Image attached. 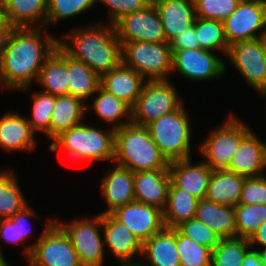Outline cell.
<instances>
[{
  "label": "cell",
  "instance_id": "6da1fadb",
  "mask_svg": "<svg viewBox=\"0 0 266 266\" xmlns=\"http://www.w3.org/2000/svg\"><path fill=\"white\" fill-rule=\"evenodd\" d=\"M41 27L11 28L0 43V84L5 89L28 90L37 81L44 62L59 44V38ZM44 32V37L42 31Z\"/></svg>",
  "mask_w": 266,
  "mask_h": 266
},
{
  "label": "cell",
  "instance_id": "7a4b0ae2",
  "mask_svg": "<svg viewBox=\"0 0 266 266\" xmlns=\"http://www.w3.org/2000/svg\"><path fill=\"white\" fill-rule=\"evenodd\" d=\"M102 23L73 28L58 44L70 57L82 61L99 76L122 62V44L115 25Z\"/></svg>",
  "mask_w": 266,
  "mask_h": 266
},
{
  "label": "cell",
  "instance_id": "3957f363",
  "mask_svg": "<svg viewBox=\"0 0 266 266\" xmlns=\"http://www.w3.org/2000/svg\"><path fill=\"white\" fill-rule=\"evenodd\" d=\"M113 163L133 172L169 168L148 128L133 123L115 129Z\"/></svg>",
  "mask_w": 266,
  "mask_h": 266
},
{
  "label": "cell",
  "instance_id": "277c9868",
  "mask_svg": "<svg viewBox=\"0 0 266 266\" xmlns=\"http://www.w3.org/2000/svg\"><path fill=\"white\" fill-rule=\"evenodd\" d=\"M115 129L107 131L81 123L62 132L49 145L53 152L60 147L70 158L89 161L114 160Z\"/></svg>",
  "mask_w": 266,
  "mask_h": 266
},
{
  "label": "cell",
  "instance_id": "5b68a950",
  "mask_svg": "<svg viewBox=\"0 0 266 266\" xmlns=\"http://www.w3.org/2000/svg\"><path fill=\"white\" fill-rule=\"evenodd\" d=\"M189 121L187 110L182 105L178 110L166 114L146 126L152 140L169 163L191 159L192 129Z\"/></svg>",
  "mask_w": 266,
  "mask_h": 266
},
{
  "label": "cell",
  "instance_id": "8992f818",
  "mask_svg": "<svg viewBox=\"0 0 266 266\" xmlns=\"http://www.w3.org/2000/svg\"><path fill=\"white\" fill-rule=\"evenodd\" d=\"M23 252L29 266H82L68 236L52 218L39 238Z\"/></svg>",
  "mask_w": 266,
  "mask_h": 266
},
{
  "label": "cell",
  "instance_id": "52a82bcc",
  "mask_svg": "<svg viewBox=\"0 0 266 266\" xmlns=\"http://www.w3.org/2000/svg\"><path fill=\"white\" fill-rule=\"evenodd\" d=\"M122 62L145 80H169L168 76L172 73V49L167 42H124Z\"/></svg>",
  "mask_w": 266,
  "mask_h": 266
},
{
  "label": "cell",
  "instance_id": "ba28073f",
  "mask_svg": "<svg viewBox=\"0 0 266 266\" xmlns=\"http://www.w3.org/2000/svg\"><path fill=\"white\" fill-rule=\"evenodd\" d=\"M169 80H146L132 109V123L147 126L183 104Z\"/></svg>",
  "mask_w": 266,
  "mask_h": 266
},
{
  "label": "cell",
  "instance_id": "9c48e42d",
  "mask_svg": "<svg viewBox=\"0 0 266 266\" xmlns=\"http://www.w3.org/2000/svg\"><path fill=\"white\" fill-rule=\"evenodd\" d=\"M250 130L245 122L231 114L221 127L212 129L206 140L199 145V150L205 157L203 161L212 170L227 169L241 139Z\"/></svg>",
  "mask_w": 266,
  "mask_h": 266
},
{
  "label": "cell",
  "instance_id": "30bf717a",
  "mask_svg": "<svg viewBox=\"0 0 266 266\" xmlns=\"http://www.w3.org/2000/svg\"><path fill=\"white\" fill-rule=\"evenodd\" d=\"M54 222L65 232L82 266H102L104 262V242L102 233V214L89 218L67 222L54 219Z\"/></svg>",
  "mask_w": 266,
  "mask_h": 266
},
{
  "label": "cell",
  "instance_id": "8fae6325",
  "mask_svg": "<svg viewBox=\"0 0 266 266\" xmlns=\"http://www.w3.org/2000/svg\"><path fill=\"white\" fill-rule=\"evenodd\" d=\"M266 38L238 41L229 46L227 58L240 75L263 96L266 93Z\"/></svg>",
  "mask_w": 266,
  "mask_h": 266
},
{
  "label": "cell",
  "instance_id": "7c38bea8",
  "mask_svg": "<svg viewBox=\"0 0 266 266\" xmlns=\"http://www.w3.org/2000/svg\"><path fill=\"white\" fill-rule=\"evenodd\" d=\"M226 66L213 51L201 48L172 50V72L193 82L214 80L222 74L224 76Z\"/></svg>",
  "mask_w": 266,
  "mask_h": 266
},
{
  "label": "cell",
  "instance_id": "4fadbf2b",
  "mask_svg": "<svg viewBox=\"0 0 266 266\" xmlns=\"http://www.w3.org/2000/svg\"><path fill=\"white\" fill-rule=\"evenodd\" d=\"M114 25L121 44L132 41L166 42L160 15L152 2L142 10L123 16Z\"/></svg>",
  "mask_w": 266,
  "mask_h": 266
},
{
  "label": "cell",
  "instance_id": "5bb4252c",
  "mask_svg": "<svg viewBox=\"0 0 266 266\" xmlns=\"http://www.w3.org/2000/svg\"><path fill=\"white\" fill-rule=\"evenodd\" d=\"M223 24L229 46L238 41L264 37V0H241Z\"/></svg>",
  "mask_w": 266,
  "mask_h": 266
},
{
  "label": "cell",
  "instance_id": "9a60e30c",
  "mask_svg": "<svg viewBox=\"0 0 266 266\" xmlns=\"http://www.w3.org/2000/svg\"><path fill=\"white\" fill-rule=\"evenodd\" d=\"M111 214L126 225L141 243L165 227L162 210L137 201L119 207Z\"/></svg>",
  "mask_w": 266,
  "mask_h": 266
},
{
  "label": "cell",
  "instance_id": "2e32d148",
  "mask_svg": "<svg viewBox=\"0 0 266 266\" xmlns=\"http://www.w3.org/2000/svg\"><path fill=\"white\" fill-rule=\"evenodd\" d=\"M102 235L104 247L108 253L112 252L121 263V266H137L133 257L142 252V243L122 222L111 213L102 215Z\"/></svg>",
  "mask_w": 266,
  "mask_h": 266
},
{
  "label": "cell",
  "instance_id": "e0dca14e",
  "mask_svg": "<svg viewBox=\"0 0 266 266\" xmlns=\"http://www.w3.org/2000/svg\"><path fill=\"white\" fill-rule=\"evenodd\" d=\"M246 178L264 175L266 170V141L250 130L234 152L229 167L226 169Z\"/></svg>",
  "mask_w": 266,
  "mask_h": 266
},
{
  "label": "cell",
  "instance_id": "ac0fdd59",
  "mask_svg": "<svg viewBox=\"0 0 266 266\" xmlns=\"http://www.w3.org/2000/svg\"><path fill=\"white\" fill-rule=\"evenodd\" d=\"M101 180L100 190L107 210L101 214H109L115 209L135 201L134 172L116 164Z\"/></svg>",
  "mask_w": 266,
  "mask_h": 266
},
{
  "label": "cell",
  "instance_id": "d6986e66",
  "mask_svg": "<svg viewBox=\"0 0 266 266\" xmlns=\"http://www.w3.org/2000/svg\"><path fill=\"white\" fill-rule=\"evenodd\" d=\"M192 164L190 159L169 163L171 182L199 200L205 199L212 169L204 162Z\"/></svg>",
  "mask_w": 266,
  "mask_h": 266
},
{
  "label": "cell",
  "instance_id": "ffe728a7",
  "mask_svg": "<svg viewBox=\"0 0 266 266\" xmlns=\"http://www.w3.org/2000/svg\"><path fill=\"white\" fill-rule=\"evenodd\" d=\"M171 177L169 169L134 172L135 201L164 210Z\"/></svg>",
  "mask_w": 266,
  "mask_h": 266
},
{
  "label": "cell",
  "instance_id": "44dd1931",
  "mask_svg": "<svg viewBox=\"0 0 266 266\" xmlns=\"http://www.w3.org/2000/svg\"><path fill=\"white\" fill-rule=\"evenodd\" d=\"M152 3L160 15L167 43L194 24L193 0H152Z\"/></svg>",
  "mask_w": 266,
  "mask_h": 266
},
{
  "label": "cell",
  "instance_id": "7402d4cb",
  "mask_svg": "<svg viewBox=\"0 0 266 266\" xmlns=\"http://www.w3.org/2000/svg\"><path fill=\"white\" fill-rule=\"evenodd\" d=\"M34 131L27 118L7 112L0 118V148L6 152L32 151L36 148Z\"/></svg>",
  "mask_w": 266,
  "mask_h": 266
},
{
  "label": "cell",
  "instance_id": "603a6c76",
  "mask_svg": "<svg viewBox=\"0 0 266 266\" xmlns=\"http://www.w3.org/2000/svg\"><path fill=\"white\" fill-rule=\"evenodd\" d=\"M144 80L134 69L121 62L117 67L100 76V87L132 108L146 82Z\"/></svg>",
  "mask_w": 266,
  "mask_h": 266
},
{
  "label": "cell",
  "instance_id": "cb8c5ba5",
  "mask_svg": "<svg viewBox=\"0 0 266 266\" xmlns=\"http://www.w3.org/2000/svg\"><path fill=\"white\" fill-rule=\"evenodd\" d=\"M141 254L149 264L138 262V266H181L176 245V228L164 227L144 241Z\"/></svg>",
  "mask_w": 266,
  "mask_h": 266
},
{
  "label": "cell",
  "instance_id": "d4e9b609",
  "mask_svg": "<svg viewBox=\"0 0 266 266\" xmlns=\"http://www.w3.org/2000/svg\"><path fill=\"white\" fill-rule=\"evenodd\" d=\"M44 93L54 96L69 95L67 53L58 45L44 62L37 79Z\"/></svg>",
  "mask_w": 266,
  "mask_h": 266
},
{
  "label": "cell",
  "instance_id": "484cf974",
  "mask_svg": "<svg viewBox=\"0 0 266 266\" xmlns=\"http://www.w3.org/2000/svg\"><path fill=\"white\" fill-rule=\"evenodd\" d=\"M245 178L226 169L213 170L205 199L231 207L239 205Z\"/></svg>",
  "mask_w": 266,
  "mask_h": 266
},
{
  "label": "cell",
  "instance_id": "4316f807",
  "mask_svg": "<svg viewBox=\"0 0 266 266\" xmlns=\"http://www.w3.org/2000/svg\"><path fill=\"white\" fill-rule=\"evenodd\" d=\"M196 218L221 239L236 237L235 207L201 199L198 202Z\"/></svg>",
  "mask_w": 266,
  "mask_h": 266
},
{
  "label": "cell",
  "instance_id": "83f0119b",
  "mask_svg": "<svg viewBox=\"0 0 266 266\" xmlns=\"http://www.w3.org/2000/svg\"><path fill=\"white\" fill-rule=\"evenodd\" d=\"M48 3L49 0H3V7L12 28L36 26L44 28ZM38 20L41 21L39 26L35 24Z\"/></svg>",
  "mask_w": 266,
  "mask_h": 266
},
{
  "label": "cell",
  "instance_id": "f1b7e54d",
  "mask_svg": "<svg viewBox=\"0 0 266 266\" xmlns=\"http://www.w3.org/2000/svg\"><path fill=\"white\" fill-rule=\"evenodd\" d=\"M86 104L74 96H57L50 118V139L53 141L62 132L83 123Z\"/></svg>",
  "mask_w": 266,
  "mask_h": 266
},
{
  "label": "cell",
  "instance_id": "f546056e",
  "mask_svg": "<svg viewBox=\"0 0 266 266\" xmlns=\"http://www.w3.org/2000/svg\"><path fill=\"white\" fill-rule=\"evenodd\" d=\"M199 199L187 191L169 186L167 203L163 210V221L167 228H176L182 222L196 217Z\"/></svg>",
  "mask_w": 266,
  "mask_h": 266
},
{
  "label": "cell",
  "instance_id": "4dcf8cb0",
  "mask_svg": "<svg viewBox=\"0 0 266 266\" xmlns=\"http://www.w3.org/2000/svg\"><path fill=\"white\" fill-rule=\"evenodd\" d=\"M93 95L97 96L93 99L94 101H92L93 104L91 106L86 105L88 112H91V109L93 108L101 120L113 124V129H118L124 125L132 123V109L123 100L108 93L101 87H99ZM122 118H125V121Z\"/></svg>",
  "mask_w": 266,
  "mask_h": 266
},
{
  "label": "cell",
  "instance_id": "1f68e13d",
  "mask_svg": "<svg viewBox=\"0 0 266 266\" xmlns=\"http://www.w3.org/2000/svg\"><path fill=\"white\" fill-rule=\"evenodd\" d=\"M69 95L82 100L93 97L100 87V76L82 61L73 59L67 54Z\"/></svg>",
  "mask_w": 266,
  "mask_h": 266
},
{
  "label": "cell",
  "instance_id": "d6a6232c",
  "mask_svg": "<svg viewBox=\"0 0 266 266\" xmlns=\"http://www.w3.org/2000/svg\"><path fill=\"white\" fill-rule=\"evenodd\" d=\"M13 170H0V219H9L28 205Z\"/></svg>",
  "mask_w": 266,
  "mask_h": 266
},
{
  "label": "cell",
  "instance_id": "836d02e7",
  "mask_svg": "<svg viewBox=\"0 0 266 266\" xmlns=\"http://www.w3.org/2000/svg\"><path fill=\"white\" fill-rule=\"evenodd\" d=\"M195 32L201 49L213 52L220 51L227 56L229 45L224 34L222 21L212 19H195Z\"/></svg>",
  "mask_w": 266,
  "mask_h": 266
},
{
  "label": "cell",
  "instance_id": "e575fe53",
  "mask_svg": "<svg viewBox=\"0 0 266 266\" xmlns=\"http://www.w3.org/2000/svg\"><path fill=\"white\" fill-rule=\"evenodd\" d=\"M251 248L248 238L222 239L211 250V266H242L245 253Z\"/></svg>",
  "mask_w": 266,
  "mask_h": 266
},
{
  "label": "cell",
  "instance_id": "d590c367",
  "mask_svg": "<svg viewBox=\"0 0 266 266\" xmlns=\"http://www.w3.org/2000/svg\"><path fill=\"white\" fill-rule=\"evenodd\" d=\"M266 222V205L239 204L235 206L236 237L250 236Z\"/></svg>",
  "mask_w": 266,
  "mask_h": 266
},
{
  "label": "cell",
  "instance_id": "8d00e7d4",
  "mask_svg": "<svg viewBox=\"0 0 266 266\" xmlns=\"http://www.w3.org/2000/svg\"><path fill=\"white\" fill-rule=\"evenodd\" d=\"M176 245L181 266H211V249L185 237L177 229Z\"/></svg>",
  "mask_w": 266,
  "mask_h": 266
},
{
  "label": "cell",
  "instance_id": "74e56055",
  "mask_svg": "<svg viewBox=\"0 0 266 266\" xmlns=\"http://www.w3.org/2000/svg\"><path fill=\"white\" fill-rule=\"evenodd\" d=\"M33 93L32 116L28 119L33 131H42L50 139V118L55 107L56 96L42 91Z\"/></svg>",
  "mask_w": 266,
  "mask_h": 266
},
{
  "label": "cell",
  "instance_id": "f35d334b",
  "mask_svg": "<svg viewBox=\"0 0 266 266\" xmlns=\"http://www.w3.org/2000/svg\"><path fill=\"white\" fill-rule=\"evenodd\" d=\"M97 0H49L46 27L59 20H66L93 8Z\"/></svg>",
  "mask_w": 266,
  "mask_h": 266
},
{
  "label": "cell",
  "instance_id": "ab89813d",
  "mask_svg": "<svg viewBox=\"0 0 266 266\" xmlns=\"http://www.w3.org/2000/svg\"><path fill=\"white\" fill-rule=\"evenodd\" d=\"M197 18L224 21L241 0H193Z\"/></svg>",
  "mask_w": 266,
  "mask_h": 266
},
{
  "label": "cell",
  "instance_id": "60d3db41",
  "mask_svg": "<svg viewBox=\"0 0 266 266\" xmlns=\"http://www.w3.org/2000/svg\"><path fill=\"white\" fill-rule=\"evenodd\" d=\"M176 229L185 237L192 239L214 250L218 243L222 240L213 230L204 225L196 217L182 222Z\"/></svg>",
  "mask_w": 266,
  "mask_h": 266
},
{
  "label": "cell",
  "instance_id": "b9f144b4",
  "mask_svg": "<svg viewBox=\"0 0 266 266\" xmlns=\"http://www.w3.org/2000/svg\"><path fill=\"white\" fill-rule=\"evenodd\" d=\"M151 2L152 0H97V4L102 3L108 7V23L113 25L123 16L142 10Z\"/></svg>",
  "mask_w": 266,
  "mask_h": 266
},
{
  "label": "cell",
  "instance_id": "7bdbcfd3",
  "mask_svg": "<svg viewBox=\"0 0 266 266\" xmlns=\"http://www.w3.org/2000/svg\"><path fill=\"white\" fill-rule=\"evenodd\" d=\"M240 204L266 205V176L245 178L241 191Z\"/></svg>",
  "mask_w": 266,
  "mask_h": 266
},
{
  "label": "cell",
  "instance_id": "ee69618b",
  "mask_svg": "<svg viewBox=\"0 0 266 266\" xmlns=\"http://www.w3.org/2000/svg\"><path fill=\"white\" fill-rule=\"evenodd\" d=\"M170 47L172 50L200 48L195 32V21L192 26L184 30V32L179 34L170 42Z\"/></svg>",
  "mask_w": 266,
  "mask_h": 266
},
{
  "label": "cell",
  "instance_id": "f6af8a7d",
  "mask_svg": "<svg viewBox=\"0 0 266 266\" xmlns=\"http://www.w3.org/2000/svg\"><path fill=\"white\" fill-rule=\"evenodd\" d=\"M0 239L6 243L20 244L23 243V238H19L18 221L10 219H0ZM0 257H4L0 249Z\"/></svg>",
  "mask_w": 266,
  "mask_h": 266
},
{
  "label": "cell",
  "instance_id": "bcb514c9",
  "mask_svg": "<svg viewBox=\"0 0 266 266\" xmlns=\"http://www.w3.org/2000/svg\"><path fill=\"white\" fill-rule=\"evenodd\" d=\"M29 217L30 218L31 217H37V214L34 212L33 208L31 209V207L29 205H27L20 212H18L16 215L9 218L11 221H18L19 238H23V243H24V241L26 242L28 238L30 239V236H31L30 228H28V226L26 224V221H29L27 219Z\"/></svg>",
  "mask_w": 266,
  "mask_h": 266
},
{
  "label": "cell",
  "instance_id": "7dc6e473",
  "mask_svg": "<svg viewBox=\"0 0 266 266\" xmlns=\"http://www.w3.org/2000/svg\"><path fill=\"white\" fill-rule=\"evenodd\" d=\"M250 246L260 245L263 250H266V222H264L249 238Z\"/></svg>",
  "mask_w": 266,
  "mask_h": 266
},
{
  "label": "cell",
  "instance_id": "c3c4849f",
  "mask_svg": "<svg viewBox=\"0 0 266 266\" xmlns=\"http://www.w3.org/2000/svg\"><path fill=\"white\" fill-rule=\"evenodd\" d=\"M11 28L4 7L0 5V43L7 37Z\"/></svg>",
  "mask_w": 266,
  "mask_h": 266
},
{
  "label": "cell",
  "instance_id": "681fc988",
  "mask_svg": "<svg viewBox=\"0 0 266 266\" xmlns=\"http://www.w3.org/2000/svg\"><path fill=\"white\" fill-rule=\"evenodd\" d=\"M242 266H264V264L259 257L258 251L250 249L245 253Z\"/></svg>",
  "mask_w": 266,
  "mask_h": 266
},
{
  "label": "cell",
  "instance_id": "f907efd6",
  "mask_svg": "<svg viewBox=\"0 0 266 266\" xmlns=\"http://www.w3.org/2000/svg\"><path fill=\"white\" fill-rule=\"evenodd\" d=\"M258 251L259 257L261 261L263 262L264 266H266V250L263 249H256Z\"/></svg>",
  "mask_w": 266,
  "mask_h": 266
},
{
  "label": "cell",
  "instance_id": "816d5d0a",
  "mask_svg": "<svg viewBox=\"0 0 266 266\" xmlns=\"http://www.w3.org/2000/svg\"><path fill=\"white\" fill-rule=\"evenodd\" d=\"M264 38H266V0H264Z\"/></svg>",
  "mask_w": 266,
  "mask_h": 266
},
{
  "label": "cell",
  "instance_id": "f5cc1de1",
  "mask_svg": "<svg viewBox=\"0 0 266 266\" xmlns=\"http://www.w3.org/2000/svg\"><path fill=\"white\" fill-rule=\"evenodd\" d=\"M0 266H10L5 257H0Z\"/></svg>",
  "mask_w": 266,
  "mask_h": 266
}]
</instances>
